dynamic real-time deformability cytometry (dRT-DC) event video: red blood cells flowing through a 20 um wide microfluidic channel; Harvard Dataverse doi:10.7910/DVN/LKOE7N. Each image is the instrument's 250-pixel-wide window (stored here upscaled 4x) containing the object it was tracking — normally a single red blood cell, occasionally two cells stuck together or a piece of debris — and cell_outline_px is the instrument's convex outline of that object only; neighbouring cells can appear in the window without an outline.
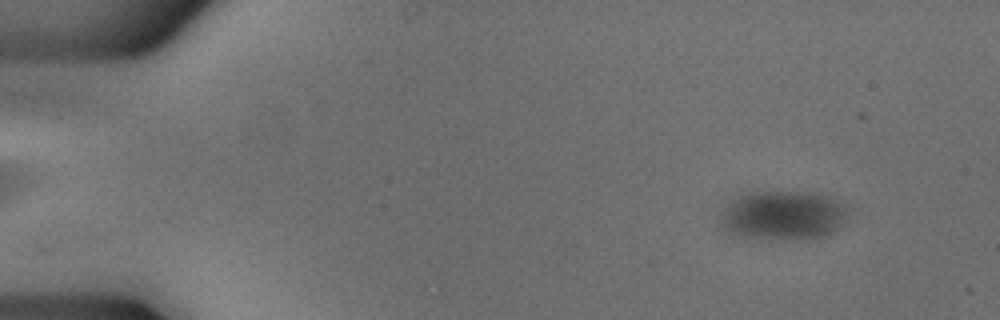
{"species": "common noctule bat (a hibernating species)", "species_latin": "Nyctalus noctula", "temperature_condition": "cold", "stored_images_in_passage": 3, "camera_frame_rate_fps": 3000, "um_per_image_px": 0.085, "animal": {"sex": "male", "body_mass_g": 18.8}, "frame": {"image": 1, "passage_image": 1, "time_ms": 0.0, "image_size_px": [1000, 320], "cell_outline_px": [[852, 212], [836, 228], [824, 236], [808, 240], [776, 240], [736, 236], [728, 232], [724, 228], [724, 212], [736, 196], [748, 192], [812, 192], [828, 196], [848, 204], [852, 208]], "centroid_in_image_um": [66.68, 18.32], "position_along_channel_um": 18.3, "area_um2": 36.93}}